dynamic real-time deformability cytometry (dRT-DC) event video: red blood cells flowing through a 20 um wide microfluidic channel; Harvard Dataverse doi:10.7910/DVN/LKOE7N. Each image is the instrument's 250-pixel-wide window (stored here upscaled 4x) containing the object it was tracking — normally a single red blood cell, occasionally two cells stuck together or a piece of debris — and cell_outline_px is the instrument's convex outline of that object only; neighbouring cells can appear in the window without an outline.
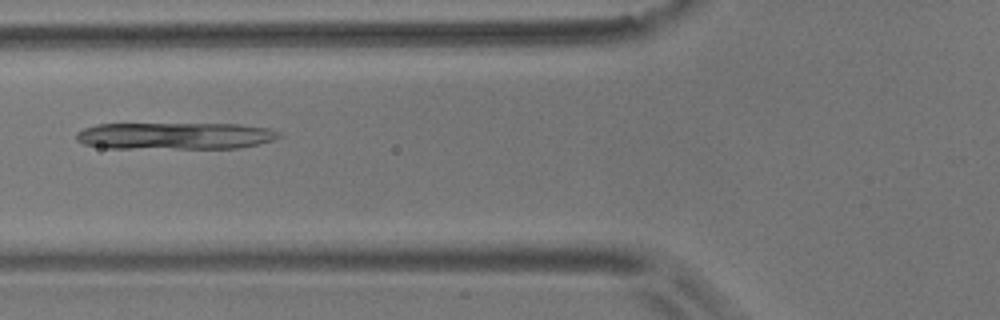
{"species": "common noctule bat (a hibernating species)", "species_latin": "Nyctalus noctula", "temperature_condition": "room temperature", "stored_images_in_passage": 7, "camera_frame_rate_fps": 3000, "um_per_image_px": 0.085, "animal": {"sex": "male", "body_mass_g": 17.9}, "frame": {"image": 1, "passage_image": 7, "time_ms": 6.667, "image_size_px": [1000, 320], "cell_outline_px": [[280, 136], [272, 140], [240, 148], [108, 148], [84, 144], [76, 140], [76, 132], [84, 128], [96, 124], [240, 124], [268, 128], [280, 132]], "centroid_in_image_um": [14.85, 11.55], "position_along_channel_um": 110.9, "area_um2": 31.73}}